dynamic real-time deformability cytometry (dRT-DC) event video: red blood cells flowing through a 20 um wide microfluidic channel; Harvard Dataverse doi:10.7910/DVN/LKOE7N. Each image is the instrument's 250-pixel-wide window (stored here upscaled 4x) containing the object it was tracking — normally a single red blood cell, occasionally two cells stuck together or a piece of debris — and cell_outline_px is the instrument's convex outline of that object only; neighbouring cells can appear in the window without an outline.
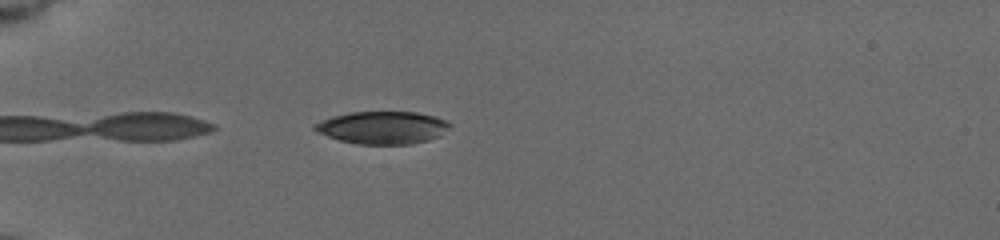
{"species": "common noctule bat (a hibernating species)", "species_latin": "Nyctalus noctula", "temperature_condition": "cold", "stored_images_in_passage": 43, "segment_of_instrument_passage": [1, 2], "camera_frame_rate_fps": 3000, "um_per_image_px": 0.085, "animal": {"sex": "female", "body_mass_g": 19.5, "forearm_length_mm": 54.1}, "frame": {"image": 1, "passage_image": 4, "time_ms": 1.0, "image_size_px": [1000, 240], "cell_outline_px": [[452, 124], [440, 136], [428, 140], [412, 144], [356, 144], [340, 140], [316, 132], [312, 128], [312, 124], [332, 116], [352, 112], [416, 112], [432, 116], [444, 120]], "centroid_in_image_um": [32.48, 10.85], "position_along_channel_um": 52.5, "area_um2": 25.61}}
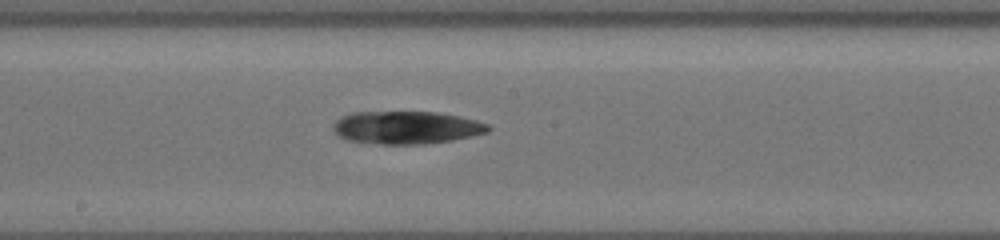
{"frame": {"image": 2, "passage_image": 19, "time_ms": 6.0, "image_size_px": [1000, 240], "cell_outline_px": [[492, 128], [484, 132], [468, 136], [448, 140], [424, 144], [380, 144], [348, 140], [340, 136], [332, 128], [332, 124], [340, 116], [352, 112], [436, 112], [456, 116], [488, 124]], "centroid_in_image_um": [34.45, 10.83], "position_along_channel_um": 213.8, "area_um2": 29.13}}
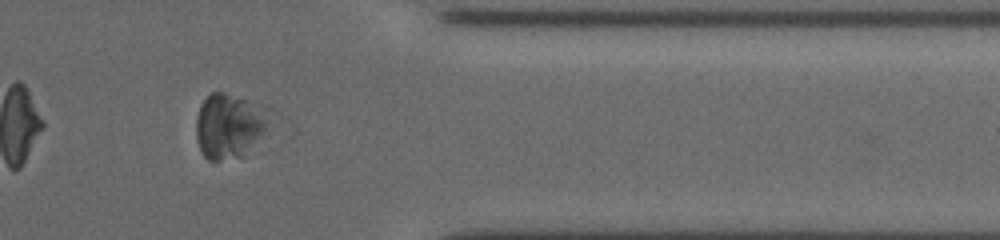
{"frame": {"image": 3, "passage_image": 34, "time_ms": 11.0, "image_size_px": [1000, 240], "cell_outline_px": [[272, 148], [264, 152], [244, 156], [220, 160], [208, 160], [204, 156], [200, 148], [196, 136], [196, 120], [200, 104], [212, 92], [224, 92], [260, 104], [268, 108]], "centroid_in_image_um": [19.73, 10.81], "position_along_channel_um": 391.7, "area_um2": 30.23}}